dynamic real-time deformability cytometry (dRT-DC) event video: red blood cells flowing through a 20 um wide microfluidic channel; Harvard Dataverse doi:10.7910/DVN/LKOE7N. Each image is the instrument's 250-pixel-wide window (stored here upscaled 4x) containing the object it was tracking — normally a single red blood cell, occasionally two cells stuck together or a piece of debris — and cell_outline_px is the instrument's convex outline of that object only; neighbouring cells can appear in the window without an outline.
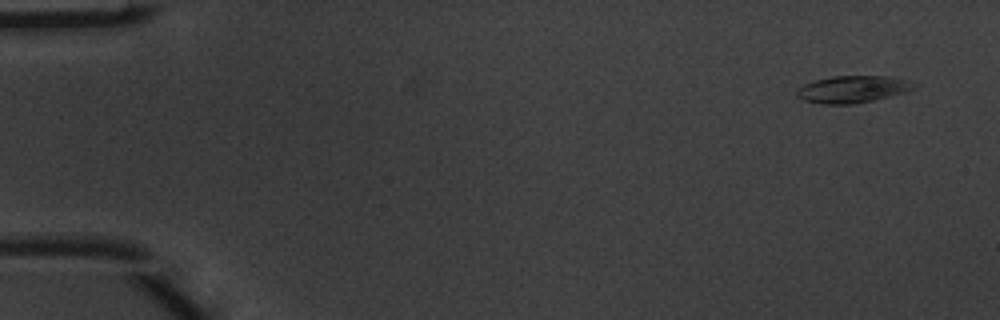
{"species": "common noctule bat (a hibernating species)", "species_latin": "Nyctalus noctula", "temperature_condition": "warm", "stored_images_in_passage": 5, "camera_frame_rate_fps": 3000, "um_per_image_px": 0.085, "animal": {"sex": "male", "body_mass_g": 20.1, "forearm_length_mm": 53.5}, "frame": {"image": 1, "passage_image": 5, "time_ms": 1.333, "image_size_px": [1000, 320], "cell_outline_px": [[920, 84], [916, 88], [908, 92], [872, 100], [852, 104], [820, 104], [804, 100], [796, 96], [796, 88], [804, 84], [816, 80], [832, 76], [892, 76], [908, 80]], "centroid_in_image_um": [72.52, 7.58], "position_along_channel_um": 12.5, "area_um2": 18.73}}